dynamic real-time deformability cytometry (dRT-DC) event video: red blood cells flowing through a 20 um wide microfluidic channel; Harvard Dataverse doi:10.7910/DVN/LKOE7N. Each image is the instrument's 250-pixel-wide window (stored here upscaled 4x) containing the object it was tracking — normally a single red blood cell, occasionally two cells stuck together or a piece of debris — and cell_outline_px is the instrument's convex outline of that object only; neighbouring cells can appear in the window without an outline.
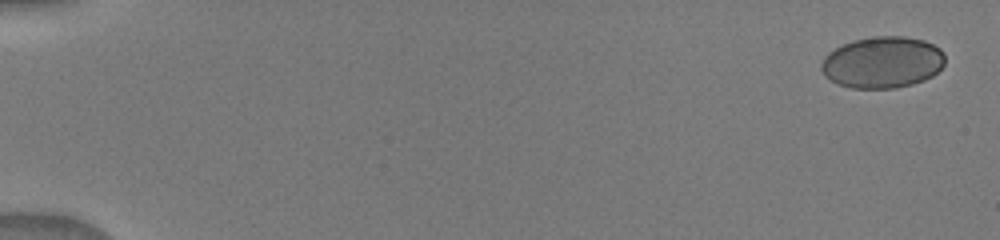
{"species": "human", "species_latin": "Homo sapiens", "temperature_condition": "warm", "stored_images_in_passage": 15, "camera_frame_rate_fps": 3000, "um_per_image_px": 0.085, "donor": {"sex": "male"}, "frame": {"image": 1, "passage_image": 1, "time_ms": 0.0, "image_size_px": [1000, 240], "cell_outline_px": [[944, 64], [932, 76], [924, 80], [912, 84], [896, 88], [852, 88], [836, 84], [824, 76], [820, 68], [820, 64], [824, 56], [828, 52], [844, 44], [856, 40], [872, 36], [904, 36], [924, 40], [940, 48], [944, 52]], "centroid_in_image_um": [74.99, 5.3], "position_along_channel_um": 10.0, "area_um2": 37.34}}
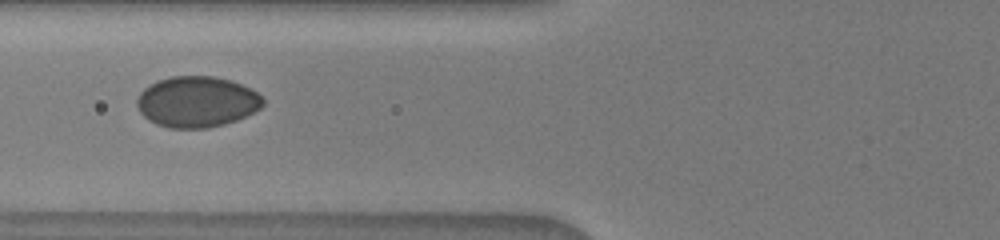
{"frame": {"image": 2, "passage_image": 12, "time_ms": 6.667, "image_size_px": [1000, 240], "cell_outline_px": [[264, 104], [260, 108], [236, 120], [224, 124], [208, 128], [168, 128], [156, 124], [148, 120], [140, 112], [136, 104], [136, 100], [140, 92], [144, 88], [156, 80], [172, 76], [216, 76], [232, 80], [252, 88], [264, 100]], "centroid_in_image_um": [16.72, 8.64], "position_along_channel_um": 109.1, "area_um2": 37.63}}
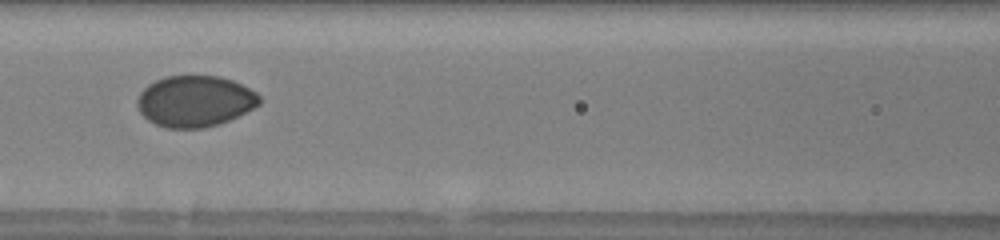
{"frame": {"image": 3, "passage_image": 14, "time_ms": 7.667, "image_size_px": [1000, 240], "cell_outline_px": [[260, 104], [220, 124], [204, 128], [164, 128], [148, 120], [140, 112], [136, 104], [136, 100], [140, 92], [148, 84], [164, 76], [220, 76], [232, 80], [256, 92], [260, 96]], "centroid_in_image_um": [16.53, 8.6], "position_along_channel_um": 150.1, "area_um2": 36.41}}